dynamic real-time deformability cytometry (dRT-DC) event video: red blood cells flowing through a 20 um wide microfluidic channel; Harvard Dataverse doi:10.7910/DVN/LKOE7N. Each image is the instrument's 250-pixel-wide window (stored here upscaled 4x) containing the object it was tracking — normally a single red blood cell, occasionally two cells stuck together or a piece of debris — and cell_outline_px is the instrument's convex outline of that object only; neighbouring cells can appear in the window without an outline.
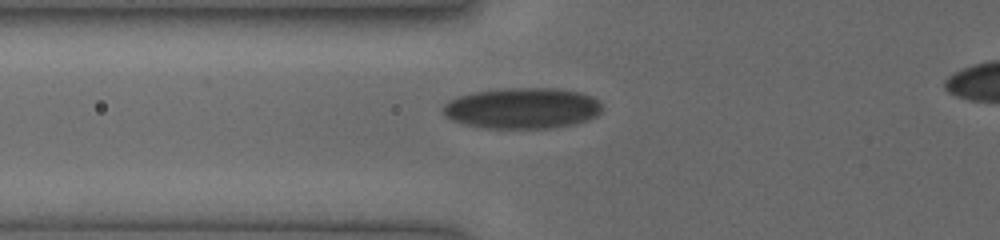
{"species": "human", "species_latin": "Homo sapiens", "temperature_condition": "cold", "stored_images_in_passage": 36, "camera_frame_rate_fps": 3000, "um_per_image_px": 0.085, "donor": {"sex": "female"}, "frame": {"image": 1, "passage_image": 8, "time_ms": 2.333, "image_size_px": [1000, 240], "cell_outline_px": [[600, 112], [596, 116], [588, 120], [572, 124], [548, 128], [484, 128], [464, 124], [452, 120], [444, 116], [444, 104], [448, 100], [472, 92], [508, 88], [552, 88], [580, 92], [592, 96], [600, 100]], "centroid_in_image_um": [44.39, 9.2], "position_along_channel_um": 81.4, "area_um2": 37.86}}
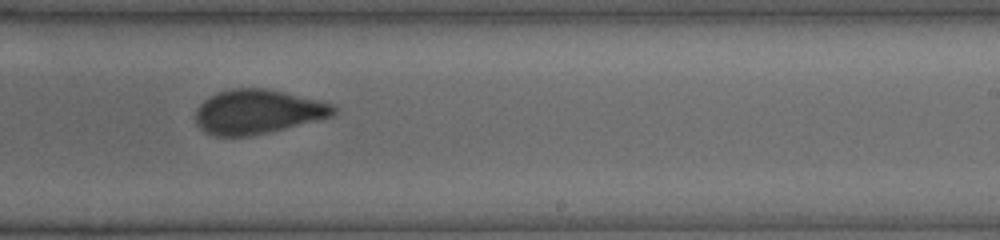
{"frame": {"image": 2, "passage_image": 21, "time_ms": 6.667, "image_size_px": [1000, 240], "cell_outline_px": [[336, 112], [332, 116], [268, 132], [248, 136], [216, 136], [204, 132], [196, 124], [196, 108], [204, 100], [220, 92], [232, 88], [268, 88], [332, 104], [336, 108]], "centroid_in_image_um": [21.86, 9.5], "position_along_channel_um": 267.1, "area_um2": 35.2}}
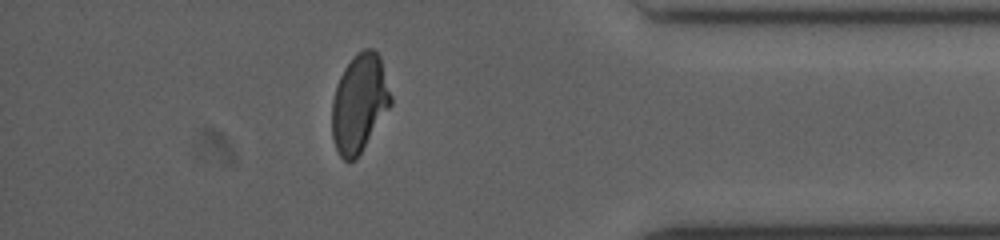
{"frame": {"image": 3, "passage_image": 32, "time_ms": 10.333, "image_size_px": [1000, 240], "cell_outline_px": [[392, 104], [356, 160], [344, 160], [340, 156], [336, 148], [332, 136], [332, 100], [336, 84], [344, 68], [356, 52], [364, 48], [372, 48], [380, 56], [392, 96]], "centroid_in_image_um": [30.55, 8.75], "position_along_channel_um": 404.7, "area_um2": 33.76}}